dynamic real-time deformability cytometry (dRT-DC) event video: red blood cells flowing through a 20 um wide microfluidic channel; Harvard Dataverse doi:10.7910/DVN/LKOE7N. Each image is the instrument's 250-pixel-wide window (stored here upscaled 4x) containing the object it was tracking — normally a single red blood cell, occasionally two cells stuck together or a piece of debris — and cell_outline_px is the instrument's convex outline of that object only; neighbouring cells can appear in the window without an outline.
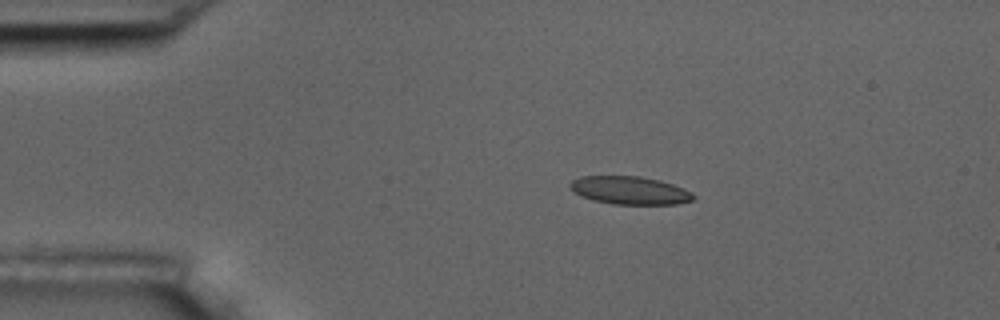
{"species": "common noctule bat (a hibernating species)", "species_latin": "Nyctalus noctula", "temperature_condition": "room temperature", "stored_images_in_passage": 46, "camera_frame_rate_fps": 3000, "um_per_image_px": 0.085, "animal": {"sex": "male", "body_mass_g": 17.5, "forearm_length_mm": 52.3}, "frame": {"image": 1, "passage_image": 1, "time_ms": 0.0, "image_size_px": [1000, 320], "cell_outline_px": [[696, 196], [692, 200], [676, 204], [612, 204], [592, 200], [580, 196], [568, 188], [568, 184], [572, 180], [580, 176], [640, 176], [660, 180], [684, 188], [692, 192]], "centroid_in_image_um": [53.5, 16.18], "position_along_channel_um": 31.5, "area_um2": 20.35}}
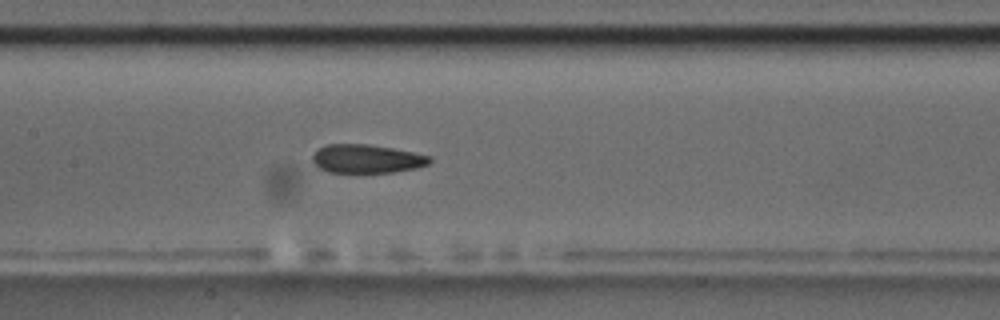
{"frame": {"image": 2, "passage_image": 17, "time_ms": 5.333, "image_size_px": [1000, 320], "cell_outline_px": [[432, 160], [428, 164], [416, 168], [392, 172], [328, 172], [320, 168], [312, 160], [312, 156], [320, 148], [328, 144], [368, 144], [392, 148], [432, 156]], "centroid_in_image_um": [31.2, 13.49], "position_along_channel_um": 176.2, "area_um2": 19.31}}
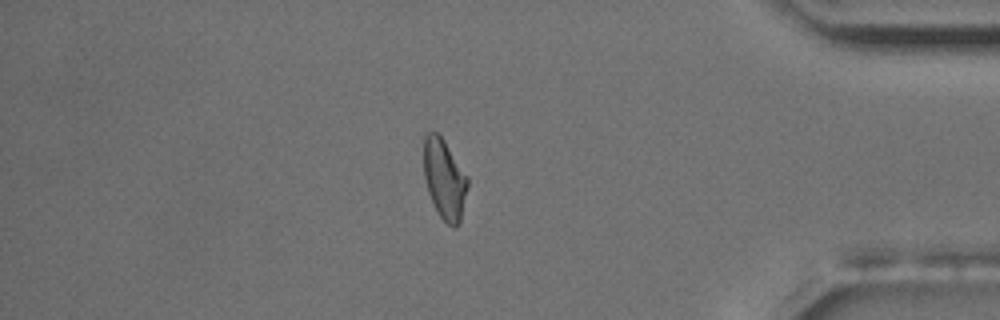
{"frame": {"image": 3, "passage_image": 38, "time_ms": 12.333, "image_size_px": [1000, 320], "cell_outline_px": [[468, 188], [460, 224], [452, 228], [440, 216], [428, 192], [424, 176], [424, 136], [428, 132], [436, 132], [444, 140], [468, 176]], "centroid_in_image_um": [37.8, 15.23], "position_along_channel_um": 397.4, "area_um2": 20.46}, "authors_computed_cell_mechanics": {"area_um2": 20.4034, "velocity_mm_per_s": 3.6286, "shape_relaxation_time_tau1_ms": 9.0102, "shape_relaxation_time_tau2_ms": 2.2638, "deformation_change_tau1": 0.1678, "deformation_change_tau2": 0.0874}}